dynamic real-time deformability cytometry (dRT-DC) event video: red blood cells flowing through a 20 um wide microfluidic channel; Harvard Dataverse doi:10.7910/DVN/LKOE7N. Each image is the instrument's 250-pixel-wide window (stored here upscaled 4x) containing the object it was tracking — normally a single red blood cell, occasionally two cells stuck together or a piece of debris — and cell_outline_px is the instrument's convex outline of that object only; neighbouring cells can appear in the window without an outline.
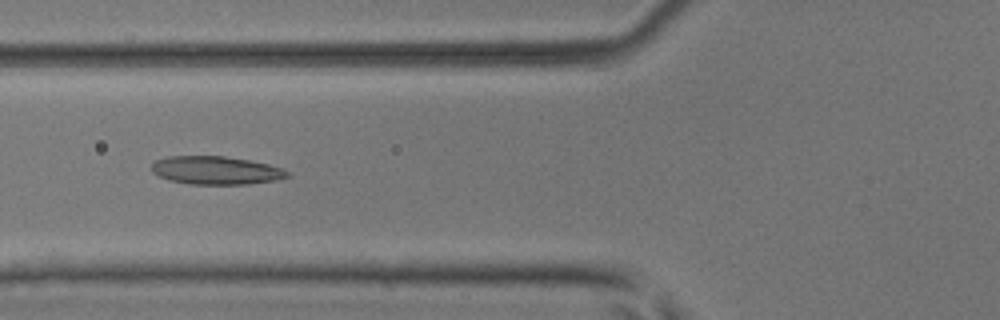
{"species": "common noctule bat (a hibernating species)", "species_latin": "Nyctalus noctula", "temperature_condition": "room temperature", "stored_images_in_passage": 6, "camera_frame_rate_fps": 3000, "um_per_image_px": 0.085, "animal": {"sex": "male", "body_mass_g": 17.9, "forearm_length_mm": 54.2}, "frame": {"image": 1, "passage_image": 6, "time_ms": 1.667, "image_size_px": [1000, 320], "cell_outline_px": [[292, 176], [276, 180], [248, 184], [188, 184], [168, 180], [152, 172], [152, 164], [156, 160], [168, 156], [224, 156], [248, 160], [268, 164], [280, 168], [288, 172]], "centroid_in_image_um": [18.35, 14.48], "position_along_channel_um": 107.5, "area_um2": 22.25}}